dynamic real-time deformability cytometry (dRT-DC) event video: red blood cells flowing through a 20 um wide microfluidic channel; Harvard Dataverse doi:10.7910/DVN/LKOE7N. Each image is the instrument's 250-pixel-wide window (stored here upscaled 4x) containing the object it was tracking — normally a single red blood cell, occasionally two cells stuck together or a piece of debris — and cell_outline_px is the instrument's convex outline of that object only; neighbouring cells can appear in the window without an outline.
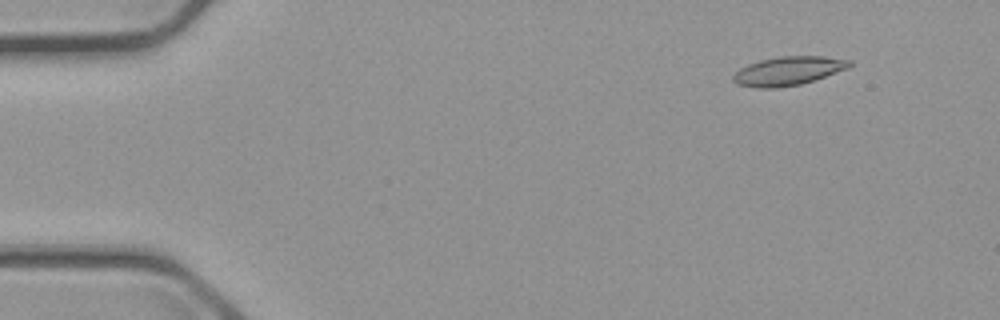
{"species": "common noctule bat (a hibernating species)", "species_latin": "Nyctalus noctula", "temperature_condition": "cold", "stored_images_in_passage": 4, "camera_frame_rate_fps": 3000, "um_per_image_px": 0.085, "animal": {"sex": "male", "body_mass_g": 23.1, "forearm_length_mm": 52.7}, "frame": {"image": 1, "passage_image": 1, "time_ms": 0.0, "image_size_px": [1000, 320], "cell_outline_px": [[852, 64], [848, 68], [800, 84], [776, 88], [756, 88], [736, 84], [732, 80], [732, 76], [740, 68], [748, 64], [760, 60], [780, 56], [824, 56], [852, 60]], "centroid_in_image_um": [66.97, 6.02], "position_along_channel_um": 18.0, "area_um2": 19.42}}
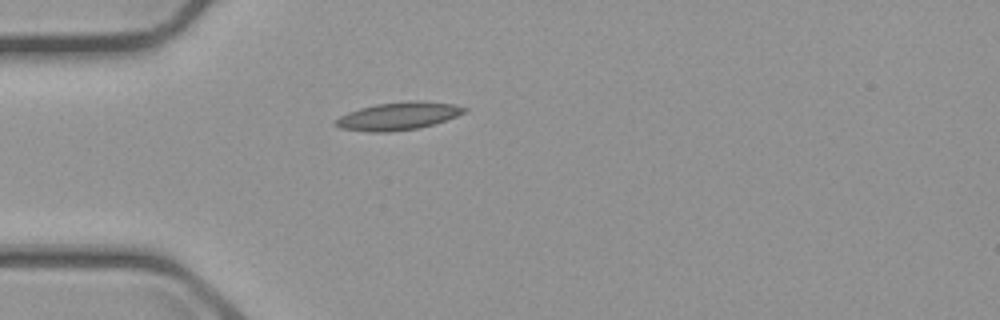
{"frame": {"image": 2, "passage_image": 4, "time_ms": 3.333, "image_size_px": [1000, 320], "cell_outline_px": [[468, 108], [464, 112], [456, 116], [432, 124], [416, 128], [388, 132], [368, 132], [340, 128], [332, 124], [340, 116], [348, 112], [360, 108], [376, 104], [412, 100], [452, 104]], "centroid_in_image_um": [33.79, 9.87], "position_along_channel_um": 51.2, "area_um2": 20.52}}